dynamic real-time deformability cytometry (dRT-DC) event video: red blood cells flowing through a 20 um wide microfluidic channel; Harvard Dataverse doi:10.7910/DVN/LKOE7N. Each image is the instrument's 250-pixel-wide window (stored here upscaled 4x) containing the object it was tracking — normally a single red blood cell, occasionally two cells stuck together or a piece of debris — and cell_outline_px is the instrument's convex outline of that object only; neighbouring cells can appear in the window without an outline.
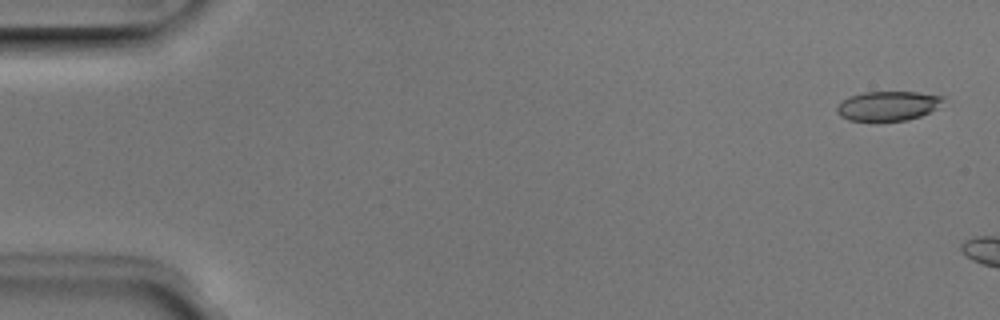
{"species": "Egyptian fruit bat (a non-hibernating species)", "species_latin": "Rousettus aegyptiacus", "temperature_condition": "room temperature", "stored_images_in_passage": 4, "camera_frame_rate_fps": 3000, "um_per_image_px": 0.085, "animal": {"sex": "male"}, "frame": {"image": 1, "passage_image": 1, "time_ms": 0.0, "image_size_px": [1000, 320], "cell_outline_px": [[944, 96], [936, 108], [920, 116], [908, 120], [848, 120], [840, 116], [836, 112], [836, 108], [848, 96], [864, 92], [916, 92]], "centroid_in_image_um": [75.43, 8.99], "position_along_channel_um": 9.6, "area_um2": 17.92}}